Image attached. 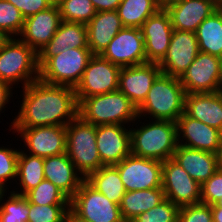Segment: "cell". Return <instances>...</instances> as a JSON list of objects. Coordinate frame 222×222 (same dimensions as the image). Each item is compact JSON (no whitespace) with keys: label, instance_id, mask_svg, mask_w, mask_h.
Returning <instances> with one entry per match:
<instances>
[{"label":"cell","instance_id":"6da1fadb","mask_svg":"<svg viewBox=\"0 0 222 222\" xmlns=\"http://www.w3.org/2000/svg\"><path fill=\"white\" fill-rule=\"evenodd\" d=\"M21 97V98H20ZM16 115L11 128H33L42 126H66L78 116V101L75 89L68 86L51 85L39 79L22 88Z\"/></svg>","mask_w":222,"mask_h":222},{"label":"cell","instance_id":"7a4b0ae2","mask_svg":"<svg viewBox=\"0 0 222 222\" xmlns=\"http://www.w3.org/2000/svg\"><path fill=\"white\" fill-rule=\"evenodd\" d=\"M130 127L131 154L160 162L173 157L178 146L176 122L138 116Z\"/></svg>","mask_w":222,"mask_h":222},{"label":"cell","instance_id":"3957f363","mask_svg":"<svg viewBox=\"0 0 222 222\" xmlns=\"http://www.w3.org/2000/svg\"><path fill=\"white\" fill-rule=\"evenodd\" d=\"M186 92L179 78L160 74L146 99L137 108L138 116L149 120L176 122L184 113Z\"/></svg>","mask_w":222,"mask_h":222},{"label":"cell","instance_id":"277c9868","mask_svg":"<svg viewBox=\"0 0 222 222\" xmlns=\"http://www.w3.org/2000/svg\"><path fill=\"white\" fill-rule=\"evenodd\" d=\"M78 116L93 125H131L138 117L137 107L120 90L84 98Z\"/></svg>","mask_w":222,"mask_h":222},{"label":"cell","instance_id":"5b68a950","mask_svg":"<svg viewBox=\"0 0 222 222\" xmlns=\"http://www.w3.org/2000/svg\"><path fill=\"white\" fill-rule=\"evenodd\" d=\"M66 153L85 179L104 166L96 141V126L77 116L66 125Z\"/></svg>","mask_w":222,"mask_h":222},{"label":"cell","instance_id":"8992f818","mask_svg":"<svg viewBox=\"0 0 222 222\" xmlns=\"http://www.w3.org/2000/svg\"><path fill=\"white\" fill-rule=\"evenodd\" d=\"M38 79V54L18 37H11L0 50V80L17 89Z\"/></svg>","mask_w":222,"mask_h":222},{"label":"cell","instance_id":"52a82bcc","mask_svg":"<svg viewBox=\"0 0 222 222\" xmlns=\"http://www.w3.org/2000/svg\"><path fill=\"white\" fill-rule=\"evenodd\" d=\"M89 48H69L48 58L39 67V80L51 84L74 88L80 82L90 58Z\"/></svg>","mask_w":222,"mask_h":222},{"label":"cell","instance_id":"ba28073f","mask_svg":"<svg viewBox=\"0 0 222 222\" xmlns=\"http://www.w3.org/2000/svg\"><path fill=\"white\" fill-rule=\"evenodd\" d=\"M70 211L88 222H125L119 205L108 200L85 180L70 199Z\"/></svg>","mask_w":222,"mask_h":222},{"label":"cell","instance_id":"9c48e42d","mask_svg":"<svg viewBox=\"0 0 222 222\" xmlns=\"http://www.w3.org/2000/svg\"><path fill=\"white\" fill-rule=\"evenodd\" d=\"M120 70V66L104 59L101 55H93L75 87L78 104L84 98L118 90Z\"/></svg>","mask_w":222,"mask_h":222},{"label":"cell","instance_id":"30bf717a","mask_svg":"<svg viewBox=\"0 0 222 222\" xmlns=\"http://www.w3.org/2000/svg\"><path fill=\"white\" fill-rule=\"evenodd\" d=\"M11 131L14 135L16 133L17 141L24 142L23 148L20 149L25 153L41 158L66 153V126L11 128Z\"/></svg>","mask_w":222,"mask_h":222},{"label":"cell","instance_id":"8fae6325","mask_svg":"<svg viewBox=\"0 0 222 222\" xmlns=\"http://www.w3.org/2000/svg\"><path fill=\"white\" fill-rule=\"evenodd\" d=\"M222 77V58L199 52L179 78L186 94L218 92Z\"/></svg>","mask_w":222,"mask_h":222},{"label":"cell","instance_id":"7c38bea8","mask_svg":"<svg viewBox=\"0 0 222 222\" xmlns=\"http://www.w3.org/2000/svg\"><path fill=\"white\" fill-rule=\"evenodd\" d=\"M162 164L157 160L130 154L114 166L127 192L162 188Z\"/></svg>","mask_w":222,"mask_h":222},{"label":"cell","instance_id":"4fadbf2b","mask_svg":"<svg viewBox=\"0 0 222 222\" xmlns=\"http://www.w3.org/2000/svg\"><path fill=\"white\" fill-rule=\"evenodd\" d=\"M162 189L179 207L201 203V185L172 158L162 164Z\"/></svg>","mask_w":222,"mask_h":222},{"label":"cell","instance_id":"5bb4252c","mask_svg":"<svg viewBox=\"0 0 222 222\" xmlns=\"http://www.w3.org/2000/svg\"><path fill=\"white\" fill-rule=\"evenodd\" d=\"M101 56L121 68L147 63L141 28L123 27Z\"/></svg>","mask_w":222,"mask_h":222},{"label":"cell","instance_id":"9a60e30c","mask_svg":"<svg viewBox=\"0 0 222 222\" xmlns=\"http://www.w3.org/2000/svg\"><path fill=\"white\" fill-rule=\"evenodd\" d=\"M198 53L195 33L173 29L168 51L159 63L162 74L180 78Z\"/></svg>","mask_w":222,"mask_h":222},{"label":"cell","instance_id":"2e32d148","mask_svg":"<svg viewBox=\"0 0 222 222\" xmlns=\"http://www.w3.org/2000/svg\"><path fill=\"white\" fill-rule=\"evenodd\" d=\"M146 60L159 64L165 57L173 34L168 12L164 7L151 15L142 25Z\"/></svg>","mask_w":222,"mask_h":222},{"label":"cell","instance_id":"e0dca14e","mask_svg":"<svg viewBox=\"0 0 222 222\" xmlns=\"http://www.w3.org/2000/svg\"><path fill=\"white\" fill-rule=\"evenodd\" d=\"M61 21L58 6L54 2L49 8L25 18L18 38L38 54L52 39Z\"/></svg>","mask_w":222,"mask_h":222},{"label":"cell","instance_id":"ac0fdd59","mask_svg":"<svg viewBox=\"0 0 222 222\" xmlns=\"http://www.w3.org/2000/svg\"><path fill=\"white\" fill-rule=\"evenodd\" d=\"M96 141L100 160L104 166L116 165L131 154L130 126L97 125Z\"/></svg>","mask_w":222,"mask_h":222},{"label":"cell","instance_id":"d6986e66","mask_svg":"<svg viewBox=\"0 0 222 222\" xmlns=\"http://www.w3.org/2000/svg\"><path fill=\"white\" fill-rule=\"evenodd\" d=\"M157 63H143L122 67L119 73L118 90L124 93L138 108L146 99L153 82L161 74Z\"/></svg>","mask_w":222,"mask_h":222},{"label":"cell","instance_id":"ffe728a7","mask_svg":"<svg viewBox=\"0 0 222 222\" xmlns=\"http://www.w3.org/2000/svg\"><path fill=\"white\" fill-rule=\"evenodd\" d=\"M178 145L216 153L222 132L197 119L188 116L185 112L177 119Z\"/></svg>","mask_w":222,"mask_h":222},{"label":"cell","instance_id":"44dd1931","mask_svg":"<svg viewBox=\"0 0 222 222\" xmlns=\"http://www.w3.org/2000/svg\"><path fill=\"white\" fill-rule=\"evenodd\" d=\"M216 0H175L163 7L170 16L173 29L193 32L217 9Z\"/></svg>","mask_w":222,"mask_h":222},{"label":"cell","instance_id":"7402d4cb","mask_svg":"<svg viewBox=\"0 0 222 222\" xmlns=\"http://www.w3.org/2000/svg\"><path fill=\"white\" fill-rule=\"evenodd\" d=\"M44 177L56 185L69 199L85 180L76 170L67 153L44 158Z\"/></svg>","mask_w":222,"mask_h":222},{"label":"cell","instance_id":"603a6c76","mask_svg":"<svg viewBox=\"0 0 222 222\" xmlns=\"http://www.w3.org/2000/svg\"><path fill=\"white\" fill-rule=\"evenodd\" d=\"M69 48H89L85 24L61 21L52 39L38 53V67L48 58Z\"/></svg>","mask_w":222,"mask_h":222},{"label":"cell","instance_id":"cb8c5ba5","mask_svg":"<svg viewBox=\"0 0 222 222\" xmlns=\"http://www.w3.org/2000/svg\"><path fill=\"white\" fill-rule=\"evenodd\" d=\"M172 159L200 185L219 169L215 153L181 145L177 146Z\"/></svg>","mask_w":222,"mask_h":222},{"label":"cell","instance_id":"d4e9b609","mask_svg":"<svg viewBox=\"0 0 222 222\" xmlns=\"http://www.w3.org/2000/svg\"><path fill=\"white\" fill-rule=\"evenodd\" d=\"M86 26L88 47L93 55H101L124 27L116 10L96 12Z\"/></svg>","mask_w":222,"mask_h":222},{"label":"cell","instance_id":"484cf974","mask_svg":"<svg viewBox=\"0 0 222 222\" xmlns=\"http://www.w3.org/2000/svg\"><path fill=\"white\" fill-rule=\"evenodd\" d=\"M184 112L222 132L221 92L186 94Z\"/></svg>","mask_w":222,"mask_h":222},{"label":"cell","instance_id":"4316f807","mask_svg":"<svg viewBox=\"0 0 222 222\" xmlns=\"http://www.w3.org/2000/svg\"><path fill=\"white\" fill-rule=\"evenodd\" d=\"M162 188L127 191L119 205L125 222L133 221L138 215L147 212L165 200Z\"/></svg>","mask_w":222,"mask_h":222},{"label":"cell","instance_id":"83f0119b","mask_svg":"<svg viewBox=\"0 0 222 222\" xmlns=\"http://www.w3.org/2000/svg\"><path fill=\"white\" fill-rule=\"evenodd\" d=\"M44 179V158L25 153L20 149L15 182V185L17 184L18 186H13V189H15L11 191L15 194L25 195L28 191L37 187Z\"/></svg>","mask_w":222,"mask_h":222},{"label":"cell","instance_id":"f1b7e54d","mask_svg":"<svg viewBox=\"0 0 222 222\" xmlns=\"http://www.w3.org/2000/svg\"><path fill=\"white\" fill-rule=\"evenodd\" d=\"M85 181L108 200L118 205L126 193L118 169L114 165L102 166L98 171L90 173Z\"/></svg>","mask_w":222,"mask_h":222},{"label":"cell","instance_id":"f546056e","mask_svg":"<svg viewBox=\"0 0 222 222\" xmlns=\"http://www.w3.org/2000/svg\"><path fill=\"white\" fill-rule=\"evenodd\" d=\"M199 52L222 58V17L216 10L197 27Z\"/></svg>","mask_w":222,"mask_h":222},{"label":"cell","instance_id":"4dcf8cb0","mask_svg":"<svg viewBox=\"0 0 222 222\" xmlns=\"http://www.w3.org/2000/svg\"><path fill=\"white\" fill-rule=\"evenodd\" d=\"M162 7L160 0H121L116 11L124 27L141 28Z\"/></svg>","mask_w":222,"mask_h":222},{"label":"cell","instance_id":"1f68e13d","mask_svg":"<svg viewBox=\"0 0 222 222\" xmlns=\"http://www.w3.org/2000/svg\"><path fill=\"white\" fill-rule=\"evenodd\" d=\"M28 215L29 202L24 195L0 191V222H28Z\"/></svg>","mask_w":222,"mask_h":222},{"label":"cell","instance_id":"d6a6232c","mask_svg":"<svg viewBox=\"0 0 222 222\" xmlns=\"http://www.w3.org/2000/svg\"><path fill=\"white\" fill-rule=\"evenodd\" d=\"M55 3L62 21L87 25L96 14L91 0H57Z\"/></svg>","mask_w":222,"mask_h":222},{"label":"cell","instance_id":"836d02e7","mask_svg":"<svg viewBox=\"0 0 222 222\" xmlns=\"http://www.w3.org/2000/svg\"><path fill=\"white\" fill-rule=\"evenodd\" d=\"M29 203L45 205H70V199L56 185L44 179L24 195Z\"/></svg>","mask_w":222,"mask_h":222},{"label":"cell","instance_id":"e575fe53","mask_svg":"<svg viewBox=\"0 0 222 222\" xmlns=\"http://www.w3.org/2000/svg\"><path fill=\"white\" fill-rule=\"evenodd\" d=\"M9 145L6 144V146H0V191H11V184L13 183L12 185L14 186L17 178L20 148L18 147L17 149L12 144ZM8 187H10V189Z\"/></svg>","mask_w":222,"mask_h":222},{"label":"cell","instance_id":"d590c367","mask_svg":"<svg viewBox=\"0 0 222 222\" xmlns=\"http://www.w3.org/2000/svg\"><path fill=\"white\" fill-rule=\"evenodd\" d=\"M25 18L19 9L6 0H0V29L10 37H18Z\"/></svg>","mask_w":222,"mask_h":222},{"label":"cell","instance_id":"8d00e7d4","mask_svg":"<svg viewBox=\"0 0 222 222\" xmlns=\"http://www.w3.org/2000/svg\"><path fill=\"white\" fill-rule=\"evenodd\" d=\"M70 205H45L29 203L28 222H66Z\"/></svg>","mask_w":222,"mask_h":222},{"label":"cell","instance_id":"74e56055","mask_svg":"<svg viewBox=\"0 0 222 222\" xmlns=\"http://www.w3.org/2000/svg\"><path fill=\"white\" fill-rule=\"evenodd\" d=\"M180 207L165 199L159 205L138 215L131 222H177Z\"/></svg>","mask_w":222,"mask_h":222},{"label":"cell","instance_id":"f35d334b","mask_svg":"<svg viewBox=\"0 0 222 222\" xmlns=\"http://www.w3.org/2000/svg\"><path fill=\"white\" fill-rule=\"evenodd\" d=\"M177 222H213L211 205L198 203L181 206Z\"/></svg>","mask_w":222,"mask_h":222},{"label":"cell","instance_id":"ab89813d","mask_svg":"<svg viewBox=\"0 0 222 222\" xmlns=\"http://www.w3.org/2000/svg\"><path fill=\"white\" fill-rule=\"evenodd\" d=\"M222 198V170L218 169L201 185V203L213 205Z\"/></svg>","mask_w":222,"mask_h":222},{"label":"cell","instance_id":"60d3db41","mask_svg":"<svg viewBox=\"0 0 222 222\" xmlns=\"http://www.w3.org/2000/svg\"><path fill=\"white\" fill-rule=\"evenodd\" d=\"M12 3L17 9L20 10L22 16L27 18L42 10L49 8L54 1L53 0H6Z\"/></svg>","mask_w":222,"mask_h":222},{"label":"cell","instance_id":"b9f144b4","mask_svg":"<svg viewBox=\"0 0 222 222\" xmlns=\"http://www.w3.org/2000/svg\"><path fill=\"white\" fill-rule=\"evenodd\" d=\"M15 92L17 93V90L15 91L7 82L0 80V115L5 112L6 108L9 109L8 104L10 107V100Z\"/></svg>","mask_w":222,"mask_h":222},{"label":"cell","instance_id":"7bdbcfd3","mask_svg":"<svg viewBox=\"0 0 222 222\" xmlns=\"http://www.w3.org/2000/svg\"><path fill=\"white\" fill-rule=\"evenodd\" d=\"M96 12L115 11L121 0H91Z\"/></svg>","mask_w":222,"mask_h":222},{"label":"cell","instance_id":"ee69618b","mask_svg":"<svg viewBox=\"0 0 222 222\" xmlns=\"http://www.w3.org/2000/svg\"><path fill=\"white\" fill-rule=\"evenodd\" d=\"M213 222H222V207L211 205Z\"/></svg>","mask_w":222,"mask_h":222},{"label":"cell","instance_id":"f6af8a7d","mask_svg":"<svg viewBox=\"0 0 222 222\" xmlns=\"http://www.w3.org/2000/svg\"><path fill=\"white\" fill-rule=\"evenodd\" d=\"M215 154H216V160L218 163V168L222 170V136L220 139L219 147Z\"/></svg>","mask_w":222,"mask_h":222},{"label":"cell","instance_id":"bcb514c9","mask_svg":"<svg viewBox=\"0 0 222 222\" xmlns=\"http://www.w3.org/2000/svg\"><path fill=\"white\" fill-rule=\"evenodd\" d=\"M11 39V37L0 29V50L6 45V43Z\"/></svg>","mask_w":222,"mask_h":222},{"label":"cell","instance_id":"7dc6e473","mask_svg":"<svg viewBox=\"0 0 222 222\" xmlns=\"http://www.w3.org/2000/svg\"><path fill=\"white\" fill-rule=\"evenodd\" d=\"M66 222H88L77 218L70 210L68 211Z\"/></svg>","mask_w":222,"mask_h":222},{"label":"cell","instance_id":"c3c4849f","mask_svg":"<svg viewBox=\"0 0 222 222\" xmlns=\"http://www.w3.org/2000/svg\"><path fill=\"white\" fill-rule=\"evenodd\" d=\"M216 10L220 13V15L222 17V3L217 4V9Z\"/></svg>","mask_w":222,"mask_h":222},{"label":"cell","instance_id":"681fc988","mask_svg":"<svg viewBox=\"0 0 222 222\" xmlns=\"http://www.w3.org/2000/svg\"><path fill=\"white\" fill-rule=\"evenodd\" d=\"M173 1H175V0H160V3H161L162 6H164V5H166L170 2H173Z\"/></svg>","mask_w":222,"mask_h":222},{"label":"cell","instance_id":"f907efd6","mask_svg":"<svg viewBox=\"0 0 222 222\" xmlns=\"http://www.w3.org/2000/svg\"><path fill=\"white\" fill-rule=\"evenodd\" d=\"M215 205L218 207H222V198Z\"/></svg>","mask_w":222,"mask_h":222},{"label":"cell","instance_id":"816d5d0a","mask_svg":"<svg viewBox=\"0 0 222 222\" xmlns=\"http://www.w3.org/2000/svg\"><path fill=\"white\" fill-rule=\"evenodd\" d=\"M218 92H222V77H221V82H220V86H219Z\"/></svg>","mask_w":222,"mask_h":222},{"label":"cell","instance_id":"f5cc1de1","mask_svg":"<svg viewBox=\"0 0 222 222\" xmlns=\"http://www.w3.org/2000/svg\"><path fill=\"white\" fill-rule=\"evenodd\" d=\"M217 3H222V0H216Z\"/></svg>","mask_w":222,"mask_h":222}]
</instances>
